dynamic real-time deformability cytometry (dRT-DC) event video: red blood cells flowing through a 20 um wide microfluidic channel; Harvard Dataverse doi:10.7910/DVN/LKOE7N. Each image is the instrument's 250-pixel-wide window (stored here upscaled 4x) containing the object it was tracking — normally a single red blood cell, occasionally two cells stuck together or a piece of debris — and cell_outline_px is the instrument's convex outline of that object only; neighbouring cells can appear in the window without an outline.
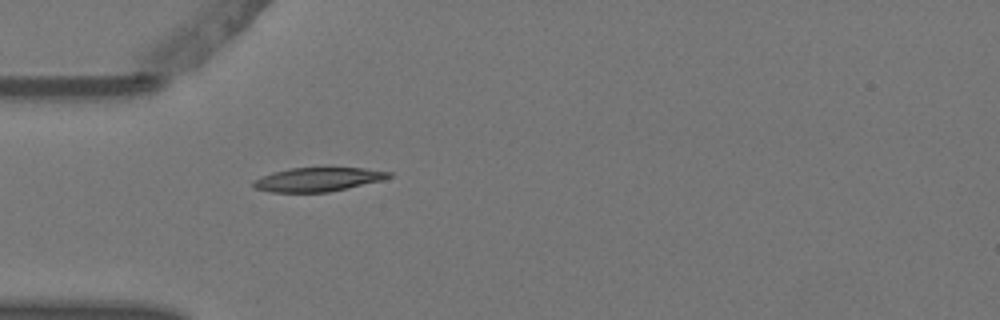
{"species": "Egyptian fruit bat (a non-hibernating species)", "species_latin": "Rousettus aegyptiacus", "temperature_condition": "warm", "stored_images_in_passage": 1, "camera_frame_rate_fps": 3000, "um_per_image_px": 0.085, "animal": {"sex": "female"}, "frame": {"image": 1, "passage_image": 1, "time_ms": 0.0, "image_size_px": [1000, 320], "cell_outline_px": [[392, 176], [384, 180], [328, 192], [272, 192], [252, 188], [252, 184], [256, 180], [272, 172], [288, 168], [328, 164], [364, 168], [392, 172]], "centroid_in_image_um": [27.08, 15.19], "position_along_channel_um": 57.9, "area_um2": 19.88}}